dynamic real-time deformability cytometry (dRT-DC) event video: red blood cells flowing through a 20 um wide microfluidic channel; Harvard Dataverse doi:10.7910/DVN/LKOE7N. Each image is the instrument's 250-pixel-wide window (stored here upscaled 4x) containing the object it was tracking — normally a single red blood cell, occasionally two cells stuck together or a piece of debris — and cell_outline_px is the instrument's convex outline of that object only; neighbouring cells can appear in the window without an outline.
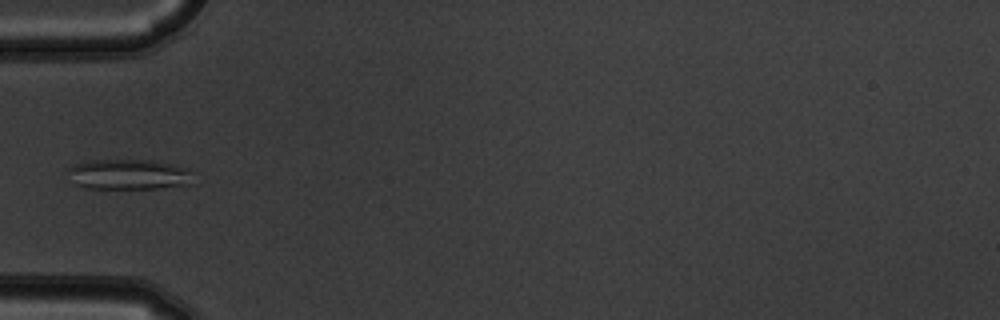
{"species": "common noctule bat (a hibernating species)", "species_latin": "Nyctalus noctula", "temperature_condition": "warm", "stored_images_in_passage": 5, "camera_frame_rate_fps": 3000, "um_per_image_px": 0.085, "animal": {"sex": "male", "body_mass_g": 19.5, "forearm_length_mm": 54.6}, "frame": {"image": 1, "passage_image": 4, "time_ms": 1.0, "image_size_px": [1000, 320], "cell_outline_px": [[196, 184], [156, 188], [88, 188], [72, 184], [64, 172], [72, 164], [92, 160], [152, 160], [172, 164], [188, 168], [196, 172]], "centroid_in_image_um": [10.98, 14.82], "position_along_channel_um": 74.0, "area_um2": 23.0}}
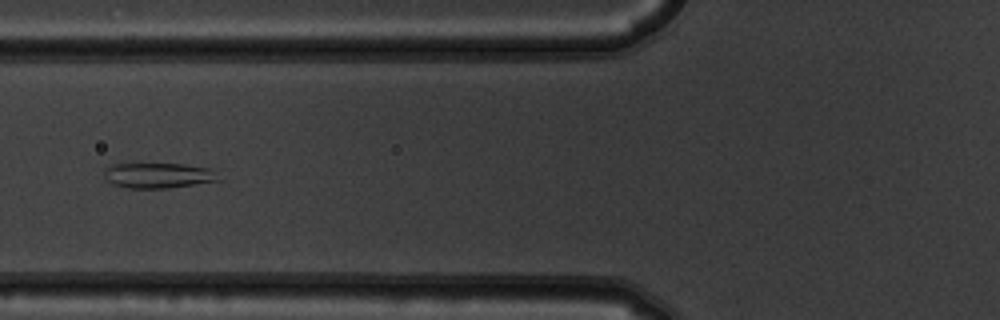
{"frame": {"image": 2, "passage_image": 5, "time_ms": 1.333, "image_size_px": [1000, 320], "cell_outline_px": [[220, 180], [168, 188], [128, 188], [112, 184], [104, 176], [104, 168], [112, 164], [184, 164], [208, 168]], "centroid_in_image_um": [13.37, 14.91], "position_along_channel_um": 112.4, "area_um2": 16.59}}